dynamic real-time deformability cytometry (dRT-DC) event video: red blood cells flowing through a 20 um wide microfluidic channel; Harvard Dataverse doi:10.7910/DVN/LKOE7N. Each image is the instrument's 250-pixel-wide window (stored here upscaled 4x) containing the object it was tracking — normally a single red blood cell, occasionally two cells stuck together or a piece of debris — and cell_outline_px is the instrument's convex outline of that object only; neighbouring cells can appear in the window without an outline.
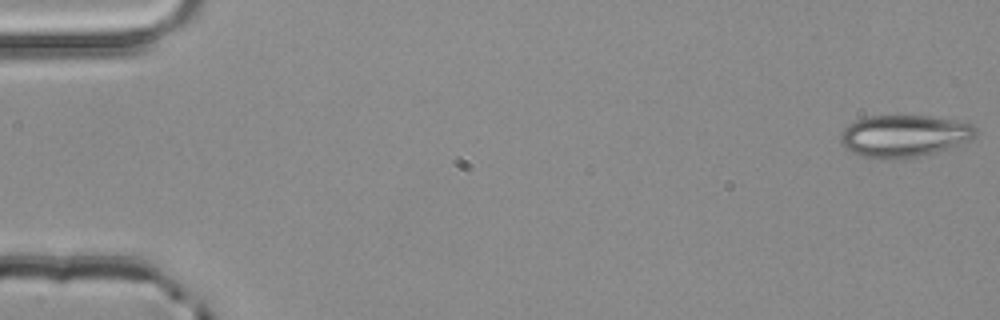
{"species": "common noctule bat (a hibernating species)", "species_latin": "Nyctalus noctula", "temperature_condition": "room temperature", "stored_images_in_passage": 5, "segment_of_instrument_passage": [1, 2], "camera_frame_rate_fps": 3000, "um_per_image_px": 0.085, "animal": {"sex": "male", "body_mass_g": 20.4}, "frame": {"image": 1, "passage_image": 1, "time_ms": 0.0, "image_size_px": [1000, 320], "cell_outline_px": [[976, 136], [968, 140], [948, 148], [916, 156], [884, 160], [880, 160], [860, 156], [852, 152], [840, 140], [840, 132], [848, 124], [856, 120], [868, 116], [928, 116], [956, 120], [972, 124], [976, 128]], "centroid_in_image_um": [76.81, 11.55], "position_along_channel_um": 8.2, "area_um2": 32.89}}